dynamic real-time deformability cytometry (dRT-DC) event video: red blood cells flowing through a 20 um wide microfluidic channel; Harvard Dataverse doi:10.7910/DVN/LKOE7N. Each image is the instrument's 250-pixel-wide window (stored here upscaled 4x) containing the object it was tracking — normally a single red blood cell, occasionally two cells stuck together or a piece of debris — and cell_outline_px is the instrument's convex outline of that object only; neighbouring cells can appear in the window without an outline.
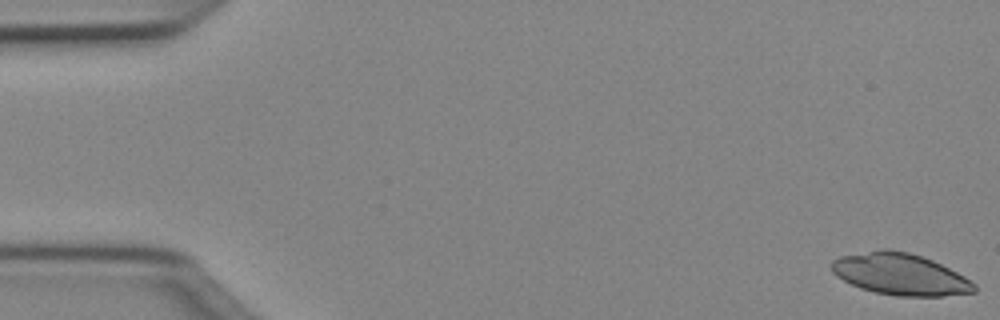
{"species": "Egyptian fruit bat (a non-hibernating species)", "species_latin": "Rousettus aegyptiacus", "temperature_condition": "cold", "stored_images_in_passage": 50, "camera_frame_rate_fps": 3000, "um_per_image_px": 0.085, "animal": {"sex": "female"}, "frame": {"image": 1, "passage_image": 1, "time_ms": 0.0, "image_size_px": [1000, 320], "cell_outline_px": [[976, 292], [940, 296], [896, 296], [876, 292], [860, 288], [836, 276], [832, 272], [832, 260], [840, 256], [884, 248], [888, 248], [908, 252], [932, 260], [964, 276], [976, 284]], "centroid_in_image_um": [76.51, 23.3], "position_along_channel_um": 8.5, "area_um2": 34.45}}